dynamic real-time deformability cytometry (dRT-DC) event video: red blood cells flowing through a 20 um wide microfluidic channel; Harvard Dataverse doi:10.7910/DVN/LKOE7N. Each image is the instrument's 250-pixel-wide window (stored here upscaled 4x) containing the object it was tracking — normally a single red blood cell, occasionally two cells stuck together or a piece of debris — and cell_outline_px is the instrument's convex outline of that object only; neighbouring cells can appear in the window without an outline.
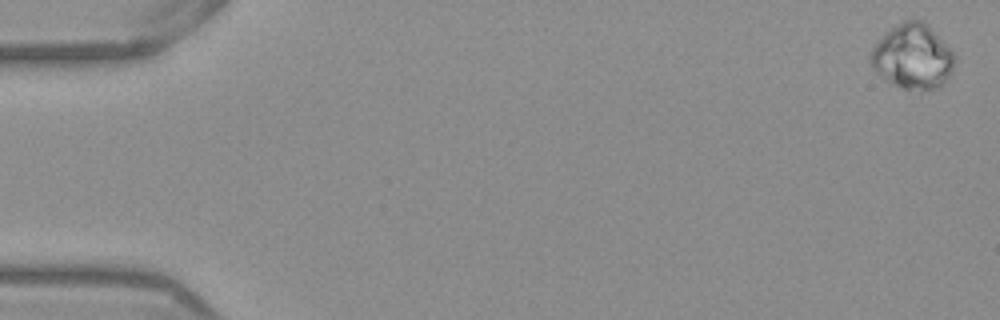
{"species": "Egyptian fruit bat (a non-hibernating species)", "species_latin": "Rousettus aegyptiacus", "temperature_condition": "warm", "stored_images_in_passage": 17, "camera_frame_rate_fps": 3000, "um_per_image_px": 0.085, "frame": {"image": 1, "passage_image": 2, "time_ms": 0.333, "image_size_px": [1000, 320], "cell_outline_px": [[956, 56], [948, 76], [936, 88], [904, 88], [892, 84], [876, 72], [872, 68], [868, 56], [872, 48], [892, 28], [904, 20], [924, 20], [928, 24]], "centroid_in_image_um": [77.55, 4.78], "position_along_channel_um": 7.5, "area_um2": 30.87}}
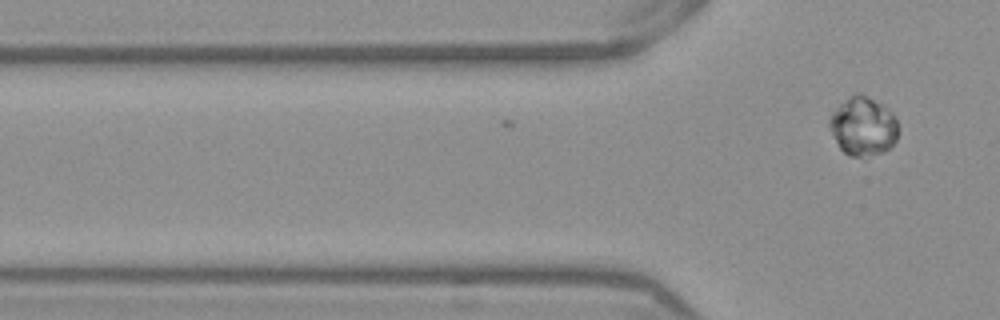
{"frame": {"image": 2, "passage_image": 17, "time_ms": 5.333, "image_size_px": [1000, 320], "cell_outline_px": [[896, 140], [884, 152], [860, 156], [848, 156], [840, 148], [828, 124], [828, 120], [832, 112], [848, 96], [856, 92], [860, 92], [880, 104], [892, 112], [896, 120]], "centroid_in_image_um": [73.33, 10.71], "position_along_channel_um": 52.5, "area_um2": 23.12}}